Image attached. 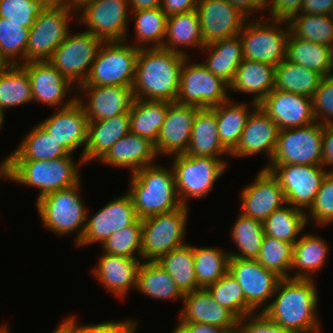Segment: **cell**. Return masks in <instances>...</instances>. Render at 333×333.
<instances>
[{"label":"cell","instance_id":"1","mask_svg":"<svg viewBox=\"0 0 333 333\" xmlns=\"http://www.w3.org/2000/svg\"><path fill=\"white\" fill-rule=\"evenodd\" d=\"M316 279L281 278L263 313L283 329L295 333H322Z\"/></svg>","mask_w":333,"mask_h":333},{"label":"cell","instance_id":"2","mask_svg":"<svg viewBox=\"0 0 333 333\" xmlns=\"http://www.w3.org/2000/svg\"><path fill=\"white\" fill-rule=\"evenodd\" d=\"M186 58L162 47L140 48L132 87L134 98L176 102Z\"/></svg>","mask_w":333,"mask_h":333},{"label":"cell","instance_id":"3","mask_svg":"<svg viewBox=\"0 0 333 333\" xmlns=\"http://www.w3.org/2000/svg\"><path fill=\"white\" fill-rule=\"evenodd\" d=\"M127 193L131 196L138 218L168 213L181 207L173 169L157 163L131 174Z\"/></svg>","mask_w":333,"mask_h":333},{"label":"cell","instance_id":"4","mask_svg":"<svg viewBox=\"0 0 333 333\" xmlns=\"http://www.w3.org/2000/svg\"><path fill=\"white\" fill-rule=\"evenodd\" d=\"M78 158L75 161L69 154L49 161L12 160V181L38 189L37 202L47 194L70 188L82 180L79 170L85 164Z\"/></svg>","mask_w":333,"mask_h":333},{"label":"cell","instance_id":"5","mask_svg":"<svg viewBox=\"0 0 333 333\" xmlns=\"http://www.w3.org/2000/svg\"><path fill=\"white\" fill-rule=\"evenodd\" d=\"M82 180L67 189L57 190L36 202V210L45 230L56 236H74L76 245L85 231L87 206L80 196Z\"/></svg>","mask_w":333,"mask_h":333},{"label":"cell","instance_id":"6","mask_svg":"<svg viewBox=\"0 0 333 333\" xmlns=\"http://www.w3.org/2000/svg\"><path fill=\"white\" fill-rule=\"evenodd\" d=\"M171 158L178 199L185 206L192 198L207 197L228 166V160L214 157L179 154Z\"/></svg>","mask_w":333,"mask_h":333},{"label":"cell","instance_id":"7","mask_svg":"<svg viewBox=\"0 0 333 333\" xmlns=\"http://www.w3.org/2000/svg\"><path fill=\"white\" fill-rule=\"evenodd\" d=\"M289 34L290 27L286 20H273L263 16L248 19L239 34L243 59L265 62L276 67L286 59Z\"/></svg>","mask_w":333,"mask_h":333},{"label":"cell","instance_id":"8","mask_svg":"<svg viewBox=\"0 0 333 333\" xmlns=\"http://www.w3.org/2000/svg\"><path fill=\"white\" fill-rule=\"evenodd\" d=\"M140 48L128 41H103L90 73L80 86L133 87Z\"/></svg>","mask_w":333,"mask_h":333},{"label":"cell","instance_id":"9","mask_svg":"<svg viewBox=\"0 0 333 333\" xmlns=\"http://www.w3.org/2000/svg\"><path fill=\"white\" fill-rule=\"evenodd\" d=\"M189 211V206L182 205L174 211L142 219V261H157L172 249L187 243Z\"/></svg>","mask_w":333,"mask_h":333},{"label":"cell","instance_id":"10","mask_svg":"<svg viewBox=\"0 0 333 333\" xmlns=\"http://www.w3.org/2000/svg\"><path fill=\"white\" fill-rule=\"evenodd\" d=\"M77 14L74 10L56 3L54 0L36 17L30 29L26 46L25 63L31 61H48L53 52L66 39L71 30V17ZM74 15V16H73Z\"/></svg>","mask_w":333,"mask_h":333},{"label":"cell","instance_id":"11","mask_svg":"<svg viewBox=\"0 0 333 333\" xmlns=\"http://www.w3.org/2000/svg\"><path fill=\"white\" fill-rule=\"evenodd\" d=\"M322 158L323 125L314 122L280 130L272 159L263 168L269 171L275 164L322 165Z\"/></svg>","mask_w":333,"mask_h":333},{"label":"cell","instance_id":"12","mask_svg":"<svg viewBox=\"0 0 333 333\" xmlns=\"http://www.w3.org/2000/svg\"><path fill=\"white\" fill-rule=\"evenodd\" d=\"M191 59L187 57L182 66L176 102L212 108L229 100V84L212 74L201 62L191 63Z\"/></svg>","mask_w":333,"mask_h":333},{"label":"cell","instance_id":"13","mask_svg":"<svg viewBox=\"0 0 333 333\" xmlns=\"http://www.w3.org/2000/svg\"><path fill=\"white\" fill-rule=\"evenodd\" d=\"M76 13V22L102 41H128V0H92Z\"/></svg>","mask_w":333,"mask_h":333},{"label":"cell","instance_id":"14","mask_svg":"<svg viewBox=\"0 0 333 333\" xmlns=\"http://www.w3.org/2000/svg\"><path fill=\"white\" fill-rule=\"evenodd\" d=\"M72 33L70 30L48 61L78 87L87 79L103 41L87 30Z\"/></svg>","mask_w":333,"mask_h":333},{"label":"cell","instance_id":"15","mask_svg":"<svg viewBox=\"0 0 333 333\" xmlns=\"http://www.w3.org/2000/svg\"><path fill=\"white\" fill-rule=\"evenodd\" d=\"M269 171L278 179L286 203L307 212L329 172L323 165L275 164Z\"/></svg>","mask_w":333,"mask_h":333},{"label":"cell","instance_id":"16","mask_svg":"<svg viewBox=\"0 0 333 333\" xmlns=\"http://www.w3.org/2000/svg\"><path fill=\"white\" fill-rule=\"evenodd\" d=\"M228 271L242 287L247 315L263 312L270 304L281 277L257 260L229 258Z\"/></svg>","mask_w":333,"mask_h":333},{"label":"cell","instance_id":"17","mask_svg":"<svg viewBox=\"0 0 333 333\" xmlns=\"http://www.w3.org/2000/svg\"><path fill=\"white\" fill-rule=\"evenodd\" d=\"M103 206L92 216L87 211L85 231L75 245L76 248L93 244L101 246L115 231L124 229L138 219L131 196L127 192L117 195Z\"/></svg>","mask_w":333,"mask_h":333},{"label":"cell","instance_id":"18","mask_svg":"<svg viewBox=\"0 0 333 333\" xmlns=\"http://www.w3.org/2000/svg\"><path fill=\"white\" fill-rule=\"evenodd\" d=\"M21 66L28 73L33 102L60 109L76 100L77 87L49 61H31Z\"/></svg>","mask_w":333,"mask_h":333},{"label":"cell","instance_id":"19","mask_svg":"<svg viewBox=\"0 0 333 333\" xmlns=\"http://www.w3.org/2000/svg\"><path fill=\"white\" fill-rule=\"evenodd\" d=\"M240 192V212L260 222H264L275 210L286 204V199L278 179L265 168L255 176Z\"/></svg>","mask_w":333,"mask_h":333},{"label":"cell","instance_id":"20","mask_svg":"<svg viewBox=\"0 0 333 333\" xmlns=\"http://www.w3.org/2000/svg\"><path fill=\"white\" fill-rule=\"evenodd\" d=\"M200 107L168 102V111L155 145L158 157L185 154Z\"/></svg>","mask_w":333,"mask_h":333},{"label":"cell","instance_id":"21","mask_svg":"<svg viewBox=\"0 0 333 333\" xmlns=\"http://www.w3.org/2000/svg\"><path fill=\"white\" fill-rule=\"evenodd\" d=\"M77 90L81 93L76 94V99L82 105L88 121L105 120L129 113L135 99L131 87L78 86Z\"/></svg>","mask_w":333,"mask_h":333},{"label":"cell","instance_id":"22","mask_svg":"<svg viewBox=\"0 0 333 333\" xmlns=\"http://www.w3.org/2000/svg\"><path fill=\"white\" fill-rule=\"evenodd\" d=\"M50 117L38 123L70 154L83 146L80 158L87 144L88 118L77 99L69 106L58 108Z\"/></svg>","mask_w":333,"mask_h":333},{"label":"cell","instance_id":"23","mask_svg":"<svg viewBox=\"0 0 333 333\" xmlns=\"http://www.w3.org/2000/svg\"><path fill=\"white\" fill-rule=\"evenodd\" d=\"M280 130L310 125L315 121L312 98L273 89L259 104Z\"/></svg>","mask_w":333,"mask_h":333},{"label":"cell","instance_id":"24","mask_svg":"<svg viewBox=\"0 0 333 333\" xmlns=\"http://www.w3.org/2000/svg\"><path fill=\"white\" fill-rule=\"evenodd\" d=\"M197 12L205 45L239 35L248 20L226 0H198Z\"/></svg>","mask_w":333,"mask_h":333},{"label":"cell","instance_id":"25","mask_svg":"<svg viewBox=\"0 0 333 333\" xmlns=\"http://www.w3.org/2000/svg\"><path fill=\"white\" fill-rule=\"evenodd\" d=\"M279 126L258 106L249 115L238 145L230 153V157H252L262 153L266 155L267 162L272 159Z\"/></svg>","mask_w":333,"mask_h":333},{"label":"cell","instance_id":"26","mask_svg":"<svg viewBox=\"0 0 333 333\" xmlns=\"http://www.w3.org/2000/svg\"><path fill=\"white\" fill-rule=\"evenodd\" d=\"M142 259L128 258L102 252L91 272L106 291L123 300L136 289L138 269Z\"/></svg>","mask_w":333,"mask_h":333},{"label":"cell","instance_id":"27","mask_svg":"<svg viewBox=\"0 0 333 333\" xmlns=\"http://www.w3.org/2000/svg\"><path fill=\"white\" fill-rule=\"evenodd\" d=\"M181 302L183 305L178 312V322L204 323L222 329L234 327L238 323L239 319L217 303L205 288L184 294Z\"/></svg>","mask_w":333,"mask_h":333},{"label":"cell","instance_id":"28","mask_svg":"<svg viewBox=\"0 0 333 333\" xmlns=\"http://www.w3.org/2000/svg\"><path fill=\"white\" fill-rule=\"evenodd\" d=\"M155 145L147 138L128 133L120 138L99 160V164L115 168H128L133 174L141 168L156 163Z\"/></svg>","mask_w":333,"mask_h":333},{"label":"cell","instance_id":"29","mask_svg":"<svg viewBox=\"0 0 333 333\" xmlns=\"http://www.w3.org/2000/svg\"><path fill=\"white\" fill-rule=\"evenodd\" d=\"M130 133V115H121L105 120L89 121L87 144L82 156L84 164L99 161L122 137Z\"/></svg>","mask_w":333,"mask_h":333},{"label":"cell","instance_id":"30","mask_svg":"<svg viewBox=\"0 0 333 333\" xmlns=\"http://www.w3.org/2000/svg\"><path fill=\"white\" fill-rule=\"evenodd\" d=\"M275 68L265 62L243 59L229 84V91L253 94L251 101L258 105L274 89Z\"/></svg>","mask_w":333,"mask_h":333},{"label":"cell","instance_id":"31","mask_svg":"<svg viewBox=\"0 0 333 333\" xmlns=\"http://www.w3.org/2000/svg\"><path fill=\"white\" fill-rule=\"evenodd\" d=\"M328 244L327 240L317 235V233L315 234V232L302 233V236L293 245L290 278L315 279V274L328 261L330 254ZM291 272L293 273L291 274Z\"/></svg>","mask_w":333,"mask_h":333},{"label":"cell","instance_id":"32","mask_svg":"<svg viewBox=\"0 0 333 333\" xmlns=\"http://www.w3.org/2000/svg\"><path fill=\"white\" fill-rule=\"evenodd\" d=\"M204 46L197 10L167 17L166 35L162 48L190 57L188 49L195 48L201 51Z\"/></svg>","mask_w":333,"mask_h":333},{"label":"cell","instance_id":"33","mask_svg":"<svg viewBox=\"0 0 333 333\" xmlns=\"http://www.w3.org/2000/svg\"><path fill=\"white\" fill-rule=\"evenodd\" d=\"M185 154L219 159L227 155L230 158V152L220 142L216 113L211 108H201L197 112Z\"/></svg>","mask_w":333,"mask_h":333},{"label":"cell","instance_id":"34","mask_svg":"<svg viewBox=\"0 0 333 333\" xmlns=\"http://www.w3.org/2000/svg\"><path fill=\"white\" fill-rule=\"evenodd\" d=\"M257 106L252 101L248 104L234 101L230 96L229 100L211 108L216 113L220 142L230 153L238 145L246 121Z\"/></svg>","mask_w":333,"mask_h":333},{"label":"cell","instance_id":"35","mask_svg":"<svg viewBox=\"0 0 333 333\" xmlns=\"http://www.w3.org/2000/svg\"><path fill=\"white\" fill-rule=\"evenodd\" d=\"M201 51L203 53L205 51L206 56H208L201 63L212 74L230 84L236 69L243 61L240 36L214 41L205 45Z\"/></svg>","mask_w":333,"mask_h":333},{"label":"cell","instance_id":"36","mask_svg":"<svg viewBox=\"0 0 333 333\" xmlns=\"http://www.w3.org/2000/svg\"><path fill=\"white\" fill-rule=\"evenodd\" d=\"M168 111V101L135 98L129 110L130 132L154 144Z\"/></svg>","mask_w":333,"mask_h":333},{"label":"cell","instance_id":"37","mask_svg":"<svg viewBox=\"0 0 333 333\" xmlns=\"http://www.w3.org/2000/svg\"><path fill=\"white\" fill-rule=\"evenodd\" d=\"M11 154L12 160L49 161L70 153L37 123L22 137Z\"/></svg>","mask_w":333,"mask_h":333},{"label":"cell","instance_id":"38","mask_svg":"<svg viewBox=\"0 0 333 333\" xmlns=\"http://www.w3.org/2000/svg\"><path fill=\"white\" fill-rule=\"evenodd\" d=\"M136 291L157 300H183L184 294L156 261H142L138 269Z\"/></svg>","mask_w":333,"mask_h":333},{"label":"cell","instance_id":"39","mask_svg":"<svg viewBox=\"0 0 333 333\" xmlns=\"http://www.w3.org/2000/svg\"><path fill=\"white\" fill-rule=\"evenodd\" d=\"M156 262L170 275L183 294L200 289L194 270L193 245L186 243L172 249Z\"/></svg>","mask_w":333,"mask_h":333},{"label":"cell","instance_id":"40","mask_svg":"<svg viewBox=\"0 0 333 333\" xmlns=\"http://www.w3.org/2000/svg\"><path fill=\"white\" fill-rule=\"evenodd\" d=\"M306 225V212L287 203L263 222L265 235L293 245L302 236Z\"/></svg>","mask_w":333,"mask_h":333},{"label":"cell","instance_id":"41","mask_svg":"<svg viewBox=\"0 0 333 333\" xmlns=\"http://www.w3.org/2000/svg\"><path fill=\"white\" fill-rule=\"evenodd\" d=\"M229 234L237 249V252H228L230 258L249 260L258 258L265 237L262 222L239 212Z\"/></svg>","mask_w":333,"mask_h":333},{"label":"cell","instance_id":"42","mask_svg":"<svg viewBox=\"0 0 333 333\" xmlns=\"http://www.w3.org/2000/svg\"><path fill=\"white\" fill-rule=\"evenodd\" d=\"M130 21L135 23V42L130 44H133L137 48L163 46L166 35L167 16L160 7L130 12Z\"/></svg>","mask_w":333,"mask_h":333},{"label":"cell","instance_id":"43","mask_svg":"<svg viewBox=\"0 0 333 333\" xmlns=\"http://www.w3.org/2000/svg\"><path fill=\"white\" fill-rule=\"evenodd\" d=\"M286 60L314 70L323 77L329 75L330 47L298 39L291 32L286 43Z\"/></svg>","mask_w":333,"mask_h":333},{"label":"cell","instance_id":"44","mask_svg":"<svg viewBox=\"0 0 333 333\" xmlns=\"http://www.w3.org/2000/svg\"><path fill=\"white\" fill-rule=\"evenodd\" d=\"M322 79L320 73L285 59L275 68L274 89L312 98Z\"/></svg>","mask_w":333,"mask_h":333},{"label":"cell","instance_id":"45","mask_svg":"<svg viewBox=\"0 0 333 333\" xmlns=\"http://www.w3.org/2000/svg\"><path fill=\"white\" fill-rule=\"evenodd\" d=\"M33 102L27 71L21 65H9L0 74V112Z\"/></svg>","mask_w":333,"mask_h":333},{"label":"cell","instance_id":"46","mask_svg":"<svg viewBox=\"0 0 333 333\" xmlns=\"http://www.w3.org/2000/svg\"><path fill=\"white\" fill-rule=\"evenodd\" d=\"M194 270L199 288H207L228 272L229 253L220 247L193 246Z\"/></svg>","mask_w":333,"mask_h":333},{"label":"cell","instance_id":"47","mask_svg":"<svg viewBox=\"0 0 333 333\" xmlns=\"http://www.w3.org/2000/svg\"><path fill=\"white\" fill-rule=\"evenodd\" d=\"M288 23L290 32L298 39L328 47L333 45V15L299 13Z\"/></svg>","mask_w":333,"mask_h":333},{"label":"cell","instance_id":"48","mask_svg":"<svg viewBox=\"0 0 333 333\" xmlns=\"http://www.w3.org/2000/svg\"><path fill=\"white\" fill-rule=\"evenodd\" d=\"M30 29L0 17V55L9 65L25 63Z\"/></svg>","mask_w":333,"mask_h":333},{"label":"cell","instance_id":"49","mask_svg":"<svg viewBox=\"0 0 333 333\" xmlns=\"http://www.w3.org/2000/svg\"><path fill=\"white\" fill-rule=\"evenodd\" d=\"M265 269L281 278H290L293 261V244L265 235L256 259Z\"/></svg>","mask_w":333,"mask_h":333},{"label":"cell","instance_id":"50","mask_svg":"<svg viewBox=\"0 0 333 333\" xmlns=\"http://www.w3.org/2000/svg\"><path fill=\"white\" fill-rule=\"evenodd\" d=\"M206 289L217 303L230 310L238 319L247 315V301L242 287L229 271Z\"/></svg>","mask_w":333,"mask_h":333},{"label":"cell","instance_id":"51","mask_svg":"<svg viewBox=\"0 0 333 333\" xmlns=\"http://www.w3.org/2000/svg\"><path fill=\"white\" fill-rule=\"evenodd\" d=\"M142 219L120 231H115L100 247L102 252L141 259Z\"/></svg>","mask_w":333,"mask_h":333},{"label":"cell","instance_id":"52","mask_svg":"<svg viewBox=\"0 0 333 333\" xmlns=\"http://www.w3.org/2000/svg\"><path fill=\"white\" fill-rule=\"evenodd\" d=\"M53 0H0V17L29 29Z\"/></svg>","mask_w":333,"mask_h":333},{"label":"cell","instance_id":"53","mask_svg":"<svg viewBox=\"0 0 333 333\" xmlns=\"http://www.w3.org/2000/svg\"><path fill=\"white\" fill-rule=\"evenodd\" d=\"M306 219L313 221L315 226L322 228L333 223V172L323 178L313 205L306 212ZM310 219V220H309Z\"/></svg>","mask_w":333,"mask_h":333},{"label":"cell","instance_id":"54","mask_svg":"<svg viewBox=\"0 0 333 333\" xmlns=\"http://www.w3.org/2000/svg\"><path fill=\"white\" fill-rule=\"evenodd\" d=\"M76 315L63 319L71 328L73 333H135L140 321L137 319L108 320L99 323L80 324Z\"/></svg>","mask_w":333,"mask_h":333},{"label":"cell","instance_id":"55","mask_svg":"<svg viewBox=\"0 0 333 333\" xmlns=\"http://www.w3.org/2000/svg\"><path fill=\"white\" fill-rule=\"evenodd\" d=\"M312 105L316 122L333 124V78L323 77L312 97Z\"/></svg>","mask_w":333,"mask_h":333},{"label":"cell","instance_id":"56","mask_svg":"<svg viewBox=\"0 0 333 333\" xmlns=\"http://www.w3.org/2000/svg\"><path fill=\"white\" fill-rule=\"evenodd\" d=\"M243 333H295L283 329L271 321L263 312H254L239 319L237 323Z\"/></svg>","mask_w":333,"mask_h":333},{"label":"cell","instance_id":"57","mask_svg":"<svg viewBox=\"0 0 333 333\" xmlns=\"http://www.w3.org/2000/svg\"><path fill=\"white\" fill-rule=\"evenodd\" d=\"M303 0H268L265 11V18L273 20L289 21L293 16L300 13Z\"/></svg>","mask_w":333,"mask_h":333},{"label":"cell","instance_id":"58","mask_svg":"<svg viewBox=\"0 0 333 333\" xmlns=\"http://www.w3.org/2000/svg\"><path fill=\"white\" fill-rule=\"evenodd\" d=\"M229 2V4L236 9H238L241 13H243L248 19L252 18L251 16H254L255 14L260 15V17L257 18H262L261 16L265 13V8L267 5L268 0H226ZM263 10V11H262ZM263 12V13H262Z\"/></svg>","mask_w":333,"mask_h":333},{"label":"cell","instance_id":"59","mask_svg":"<svg viewBox=\"0 0 333 333\" xmlns=\"http://www.w3.org/2000/svg\"><path fill=\"white\" fill-rule=\"evenodd\" d=\"M198 0H161L160 8L167 17L197 10Z\"/></svg>","mask_w":333,"mask_h":333},{"label":"cell","instance_id":"60","mask_svg":"<svg viewBox=\"0 0 333 333\" xmlns=\"http://www.w3.org/2000/svg\"><path fill=\"white\" fill-rule=\"evenodd\" d=\"M300 13L333 15V0H303Z\"/></svg>","mask_w":333,"mask_h":333},{"label":"cell","instance_id":"61","mask_svg":"<svg viewBox=\"0 0 333 333\" xmlns=\"http://www.w3.org/2000/svg\"><path fill=\"white\" fill-rule=\"evenodd\" d=\"M322 165L326 166V169L330 166L329 172H333V124L323 125Z\"/></svg>","mask_w":333,"mask_h":333},{"label":"cell","instance_id":"62","mask_svg":"<svg viewBox=\"0 0 333 333\" xmlns=\"http://www.w3.org/2000/svg\"><path fill=\"white\" fill-rule=\"evenodd\" d=\"M171 333H221L222 328L204 323L177 322Z\"/></svg>","mask_w":333,"mask_h":333},{"label":"cell","instance_id":"63","mask_svg":"<svg viewBox=\"0 0 333 333\" xmlns=\"http://www.w3.org/2000/svg\"><path fill=\"white\" fill-rule=\"evenodd\" d=\"M130 12L160 7L161 0H128Z\"/></svg>","mask_w":333,"mask_h":333},{"label":"cell","instance_id":"64","mask_svg":"<svg viewBox=\"0 0 333 333\" xmlns=\"http://www.w3.org/2000/svg\"><path fill=\"white\" fill-rule=\"evenodd\" d=\"M12 181V154L10 153L0 163V182L1 180Z\"/></svg>","mask_w":333,"mask_h":333},{"label":"cell","instance_id":"65","mask_svg":"<svg viewBox=\"0 0 333 333\" xmlns=\"http://www.w3.org/2000/svg\"><path fill=\"white\" fill-rule=\"evenodd\" d=\"M51 333H73V331L72 328L64 320H62V322H60V324Z\"/></svg>","mask_w":333,"mask_h":333},{"label":"cell","instance_id":"66","mask_svg":"<svg viewBox=\"0 0 333 333\" xmlns=\"http://www.w3.org/2000/svg\"><path fill=\"white\" fill-rule=\"evenodd\" d=\"M221 333H243L241 327L236 324L234 327L223 329Z\"/></svg>","mask_w":333,"mask_h":333},{"label":"cell","instance_id":"67","mask_svg":"<svg viewBox=\"0 0 333 333\" xmlns=\"http://www.w3.org/2000/svg\"><path fill=\"white\" fill-rule=\"evenodd\" d=\"M328 76L333 78V45L330 47V70Z\"/></svg>","mask_w":333,"mask_h":333},{"label":"cell","instance_id":"68","mask_svg":"<svg viewBox=\"0 0 333 333\" xmlns=\"http://www.w3.org/2000/svg\"><path fill=\"white\" fill-rule=\"evenodd\" d=\"M9 66V64L0 55V74Z\"/></svg>","mask_w":333,"mask_h":333},{"label":"cell","instance_id":"69","mask_svg":"<svg viewBox=\"0 0 333 333\" xmlns=\"http://www.w3.org/2000/svg\"><path fill=\"white\" fill-rule=\"evenodd\" d=\"M0 333H11L8 325L5 323L0 326Z\"/></svg>","mask_w":333,"mask_h":333},{"label":"cell","instance_id":"70","mask_svg":"<svg viewBox=\"0 0 333 333\" xmlns=\"http://www.w3.org/2000/svg\"><path fill=\"white\" fill-rule=\"evenodd\" d=\"M5 116L0 112V129L2 130V128L1 127H3V124H4V122H5ZM0 130V131H1Z\"/></svg>","mask_w":333,"mask_h":333}]
</instances>
